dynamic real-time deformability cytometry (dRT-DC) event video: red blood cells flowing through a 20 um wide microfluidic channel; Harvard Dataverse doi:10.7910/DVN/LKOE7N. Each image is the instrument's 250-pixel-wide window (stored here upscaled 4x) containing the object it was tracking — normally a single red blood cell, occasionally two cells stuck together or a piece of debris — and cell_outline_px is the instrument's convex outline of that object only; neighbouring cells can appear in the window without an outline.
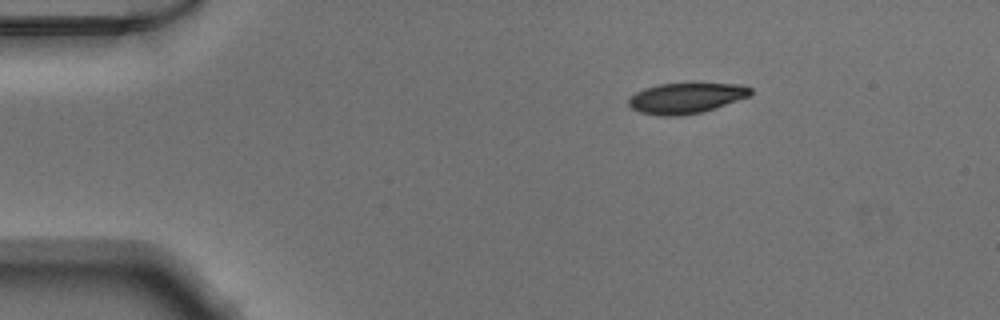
{"species": "Egyptian fruit bat (a non-hibernating species)", "species_latin": "Rousettus aegyptiacus", "temperature_condition": "warm", "stored_images_in_passage": 43, "camera_frame_rate_fps": 3000, "um_per_image_px": 0.085, "animal": {"sex": "male"}, "frame": {"image": 1, "passage_image": 1, "time_ms": 0.0, "image_size_px": [1000, 320], "cell_outline_px": [[752, 92], [748, 96], [700, 112], [680, 116], [660, 116], [640, 112], [632, 108], [628, 104], [628, 96], [644, 88], [660, 84], [692, 80], [740, 84], [752, 88]], "centroid_in_image_um": [58.29, 8.27], "position_along_channel_um": 26.7, "area_um2": 22.48}}
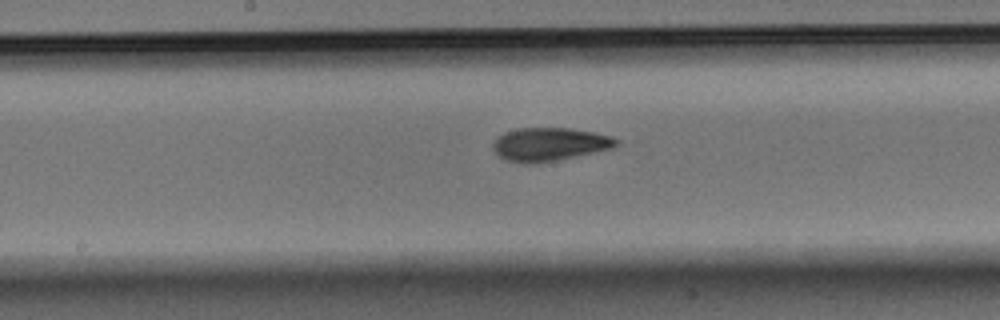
{"frame": {"image": 2, "passage_image": 19, "time_ms": 6.0, "image_size_px": [1000, 320], "cell_outline_px": [[620, 144], [612, 148], [556, 160], [532, 164], [528, 164], [504, 160], [492, 148], [492, 144], [504, 132], [520, 128], [568, 128], [592, 132], [612, 136], [620, 140]], "centroid_in_image_um": [46.71, 12.26], "position_along_channel_um": 201.5, "area_um2": 23.76}}
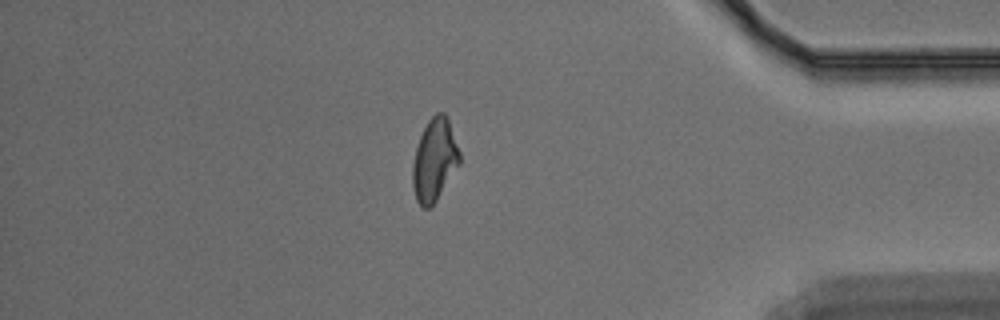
{"frame": {"image": 3, "passage_image": 36, "time_ms": 11.667, "image_size_px": [1000, 320], "cell_outline_px": [[460, 164], [436, 200], [428, 208], [424, 208], [416, 200], [412, 184], [412, 164], [416, 148], [420, 136], [428, 120], [436, 112], [444, 112], [448, 120], [460, 152]], "centroid_in_image_um": [36.92, 13.59], "position_along_channel_um": 398.3, "area_um2": 22.37}}